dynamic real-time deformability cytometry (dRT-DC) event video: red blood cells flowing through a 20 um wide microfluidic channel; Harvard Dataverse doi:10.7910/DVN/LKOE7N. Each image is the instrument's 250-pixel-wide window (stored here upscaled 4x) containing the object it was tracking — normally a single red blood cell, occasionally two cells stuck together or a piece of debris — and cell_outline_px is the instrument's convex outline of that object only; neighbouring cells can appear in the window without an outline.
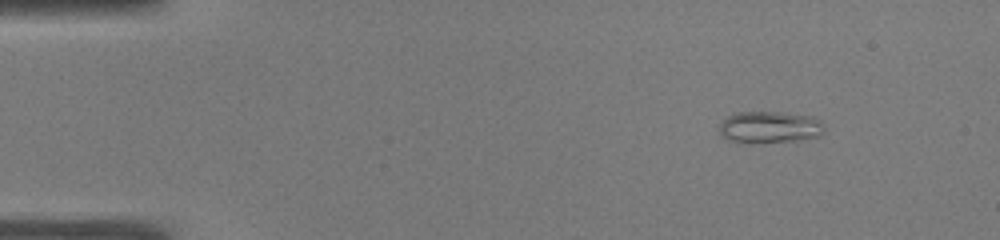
{"species": "common noctule bat (a hibernating species)", "species_latin": "Nyctalus noctula", "temperature_condition": "warm", "stored_images_in_passage": 49, "camera_frame_rate_fps": 3000, "um_per_image_px": 0.085, "animal": {"sex": "male", "body_mass_g": 19.0, "forearm_length_mm": 50.8}, "frame": {"image": 1, "passage_image": 3, "time_ms": 0.667, "image_size_px": [1000, 240], "cell_outline_px": [[824, 132], [820, 136], [796, 140], [752, 144], [744, 144], [728, 140], [720, 132], [720, 124], [728, 116], [736, 112], [780, 112], [812, 116], [820, 120]], "centroid_in_image_um": [65.4, 10.82], "position_along_channel_um": 19.6, "area_um2": 19.59}}
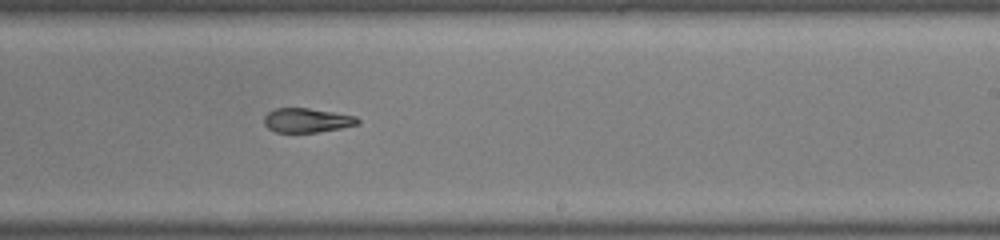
{"frame": {"image": 2, "passage_image": 29, "time_ms": 9.333, "image_size_px": [1000, 240], "cell_outline_px": [[360, 124], [340, 128], [316, 132], [276, 132], [268, 128], [264, 124], [264, 116], [268, 112], [276, 108], [308, 108], [356, 116], [360, 120]], "centroid_in_image_um": [26.09, 10.22], "position_along_channel_um": 262.9, "area_um2": 13.18}}
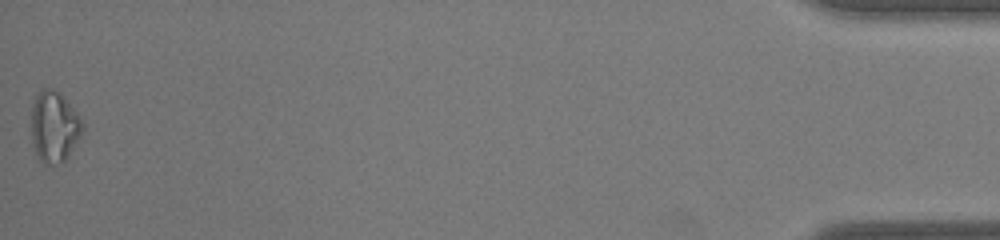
{"frame": {"image": 3, "passage_image": 49, "time_ms": 16.0, "image_size_px": [1000, 240], "cell_outline_px": [[84, 128], [68, 156], [64, 160], [56, 164], [52, 164], [40, 160], [32, 144], [32, 108], [36, 96], [44, 88], [52, 88], [64, 96], [84, 120]], "centroid_in_image_um": [4.64, 10.74], "position_along_channel_um": 430.6, "area_um2": 20.98}, "authors_computed_cell_mechanics": {"area_um2": 15.2014, "velocity_mm_per_s": 3.9071, "shape_relaxation_time_tau1_ms": 11.2974, "shape_relaxation_time_tau2_ms": 2.3913, "deformation_change_tau1": 0.3221, "deformation_change_tau2": 0.1032}}